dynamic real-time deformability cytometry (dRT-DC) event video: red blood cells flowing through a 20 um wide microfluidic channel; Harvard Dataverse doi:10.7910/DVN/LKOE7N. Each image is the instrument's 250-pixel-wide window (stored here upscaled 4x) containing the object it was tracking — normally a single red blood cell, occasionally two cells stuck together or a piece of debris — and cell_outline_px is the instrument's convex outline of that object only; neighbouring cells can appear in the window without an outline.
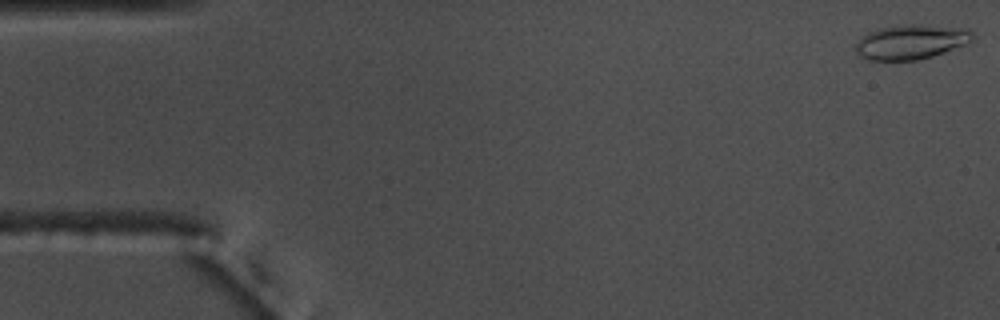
{"species": "common noctule bat (a hibernating species)", "species_latin": "Nyctalus noctula", "temperature_condition": "warm", "stored_images_in_passage": 54, "camera_frame_rate_fps": 3000, "um_per_image_px": 0.085, "animal": {"sex": "male", "body_mass_g": 17.5, "forearm_length_mm": 52.3}, "frame": {"image": 1, "passage_image": 1, "time_ms": 0.0, "image_size_px": [1000, 320], "cell_outline_px": [[976, 36], [972, 40], [964, 44], [944, 52], [932, 56], [916, 60], [868, 60], [860, 56], [856, 52], [856, 44], [868, 32], [880, 28], [912, 24], [968, 28]], "centroid_in_image_um": [77.46, 3.56], "position_along_channel_um": 7.5, "area_um2": 23.29}}
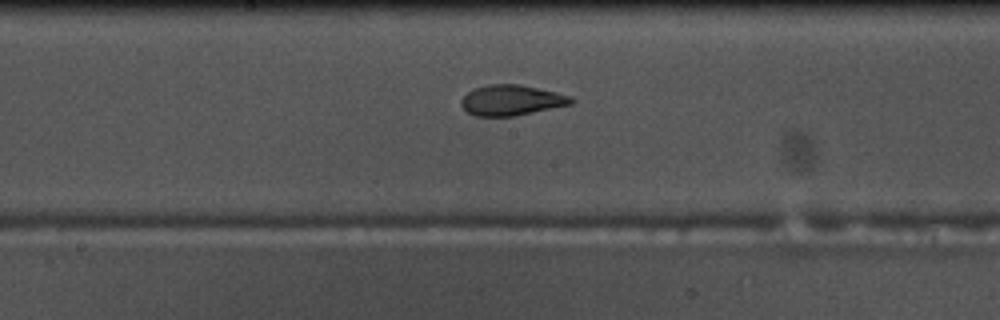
{"frame": {"image": 2, "passage_image": 28, "time_ms": 9.0, "image_size_px": [1000, 320], "cell_outline_px": [[576, 100], [572, 104], [516, 116], [476, 116], [468, 112], [460, 104], [460, 100], [472, 88], [488, 84], [520, 84], [556, 92], [572, 96]], "centroid_in_image_um": [43.49, 8.51], "position_along_channel_um": 204.7, "area_um2": 19.71}}
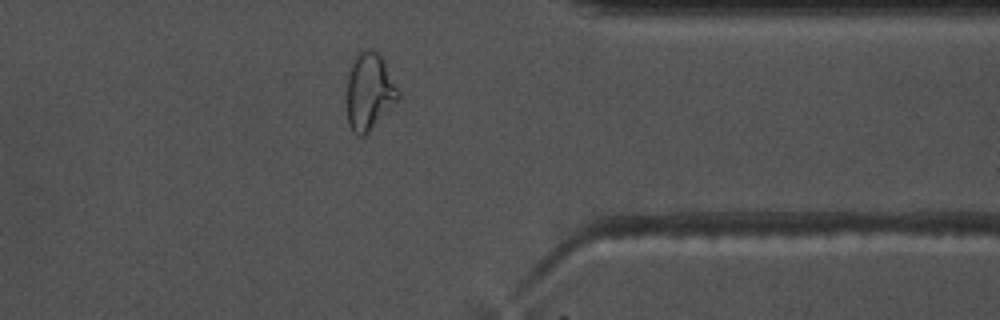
{"frame": {"image": 3, "passage_image": 43, "time_ms": 14.0, "image_size_px": [1000, 320], "cell_outline_px": [[400, 100], [364, 136], [356, 136], [352, 132], [348, 124], [348, 72], [356, 52], [360, 48], [372, 48], [384, 60], [400, 92]], "centroid_in_image_um": [31.41, 7.76], "position_along_channel_um": 380.0, "area_um2": 23.47}, "authors_computed_cell_mechanics": {"area_um2": 21.0103, "velocity_mm_per_s": 3.7188, "shape_relaxation_time_tau1_ms": 4.5064, "shape_relaxation_time_tau2_ms": 1.4249, "deformation_change_tau1": 0.1763, "deformation_change_tau2": 0.0836}}